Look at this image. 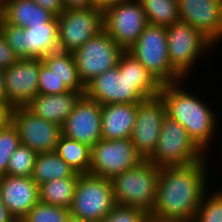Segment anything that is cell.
<instances>
[{"label":"cell","mask_w":222,"mask_h":222,"mask_svg":"<svg viewBox=\"0 0 222 222\" xmlns=\"http://www.w3.org/2000/svg\"><path fill=\"white\" fill-rule=\"evenodd\" d=\"M127 52L139 61L161 85L186 80L170 64L164 26L148 24Z\"/></svg>","instance_id":"obj_4"},{"label":"cell","mask_w":222,"mask_h":222,"mask_svg":"<svg viewBox=\"0 0 222 222\" xmlns=\"http://www.w3.org/2000/svg\"><path fill=\"white\" fill-rule=\"evenodd\" d=\"M14 222H25L23 219H16Z\"/></svg>","instance_id":"obj_43"},{"label":"cell","mask_w":222,"mask_h":222,"mask_svg":"<svg viewBox=\"0 0 222 222\" xmlns=\"http://www.w3.org/2000/svg\"><path fill=\"white\" fill-rule=\"evenodd\" d=\"M165 116L166 107L160 95L137 103L136 121L130 139L143 159L154 153Z\"/></svg>","instance_id":"obj_15"},{"label":"cell","mask_w":222,"mask_h":222,"mask_svg":"<svg viewBox=\"0 0 222 222\" xmlns=\"http://www.w3.org/2000/svg\"><path fill=\"white\" fill-rule=\"evenodd\" d=\"M70 91L62 81L43 63L38 78V94H62Z\"/></svg>","instance_id":"obj_33"},{"label":"cell","mask_w":222,"mask_h":222,"mask_svg":"<svg viewBox=\"0 0 222 222\" xmlns=\"http://www.w3.org/2000/svg\"><path fill=\"white\" fill-rule=\"evenodd\" d=\"M160 169L148 159L111 179L115 202L149 215L157 198Z\"/></svg>","instance_id":"obj_3"},{"label":"cell","mask_w":222,"mask_h":222,"mask_svg":"<svg viewBox=\"0 0 222 222\" xmlns=\"http://www.w3.org/2000/svg\"><path fill=\"white\" fill-rule=\"evenodd\" d=\"M184 81L162 85L159 95L164 101L166 115L180 123L205 153L210 142L216 138L214 134H217L218 114H214V110H211L210 105L201 100L202 98L185 90L187 88H182Z\"/></svg>","instance_id":"obj_2"},{"label":"cell","mask_w":222,"mask_h":222,"mask_svg":"<svg viewBox=\"0 0 222 222\" xmlns=\"http://www.w3.org/2000/svg\"><path fill=\"white\" fill-rule=\"evenodd\" d=\"M147 17L148 24L170 26L178 21L177 0H139Z\"/></svg>","instance_id":"obj_27"},{"label":"cell","mask_w":222,"mask_h":222,"mask_svg":"<svg viewBox=\"0 0 222 222\" xmlns=\"http://www.w3.org/2000/svg\"><path fill=\"white\" fill-rule=\"evenodd\" d=\"M208 160L160 169L157 198L150 222H193L203 195L210 189Z\"/></svg>","instance_id":"obj_1"},{"label":"cell","mask_w":222,"mask_h":222,"mask_svg":"<svg viewBox=\"0 0 222 222\" xmlns=\"http://www.w3.org/2000/svg\"><path fill=\"white\" fill-rule=\"evenodd\" d=\"M55 151L38 153L32 179L41 185L53 179L79 177Z\"/></svg>","instance_id":"obj_24"},{"label":"cell","mask_w":222,"mask_h":222,"mask_svg":"<svg viewBox=\"0 0 222 222\" xmlns=\"http://www.w3.org/2000/svg\"><path fill=\"white\" fill-rule=\"evenodd\" d=\"M101 222H150L149 215L142 210L123 205H116Z\"/></svg>","instance_id":"obj_34"},{"label":"cell","mask_w":222,"mask_h":222,"mask_svg":"<svg viewBox=\"0 0 222 222\" xmlns=\"http://www.w3.org/2000/svg\"><path fill=\"white\" fill-rule=\"evenodd\" d=\"M55 152L78 174L90 171L91 147L87 144L61 136Z\"/></svg>","instance_id":"obj_26"},{"label":"cell","mask_w":222,"mask_h":222,"mask_svg":"<svg viewBox=\"0 0 222 222\" xmlns=\"http://www.w3.org/2000/svg\"><path fill=\"white\" fill-rule=\"evenodd\" d=\"M57 21L59 50L65 52L73 53L104 29L103 12L94 7L65 9Z\"/></svg>","instance_id":"obj_11"},{"label":"cell","mask_w":222,"mask_h":222,"mask_svg":"<svg viewBox=\"0 0 222 222\" xmlns=\"http://www.w3.org/2000/svg\"><path fill=\"white\" fill-rule=\"evenodd\" d=\"M62 135L93 147L101 136V104L83 95L62 126Z\"/></svg>","instance_id":"obj_18"},{"label":"cell","mask_w":222,"mask_h":222,"mask_svg":"<svg viewBox=\"0 0 222 222\" xmlns=\"http://www.w3.org/2000/svg\"><path fill=\"white\" fill-rule=\"evenodd\" d=\"M16 218L9 212L0 195V222H14Z\"/></svg>","instance_id":"obj_39"},{"label":"cell","mask_w":222,"mask_h":222,"mask_svg":"<svg viewBox=\"0 0 222 222\" xmlns=\"http://www.w3.org/2000/svg\"><path fill=\"white\" fill-rule=\"evenodd\" d=\"M66 222H90V221L83 220V219H81V218L72 216V215L70 214V215L68 216V218L66 219Z\"/></svg>","instance_id":"obj_42"},{"label":"cell","mask_w":222,"mask_h":222,"mask_svg":"<svg viewBox=\"0 0 222 222\" xmlns=\"http://www.w3.org/2000/svg\"><path fill=\"white\" fill-rule=\"evenodd\" d=\"M44 9L49 10L55 16H59L65 9L62 0H31Z\"/></svg>","instance_id":"obj_36"},{"label":"cell","mask_w":222,"mask_h":222,"mask_svg":"<svg viewBox=\"0 0 222 222\" xmlns=\"http://www.w3.org/2000/svg\"><path fill=\"white\" fill-rule=\"evenodd\" d=\"M0 195L3 203L16 219H23L40 201L39 185L32 177L1 176Z\"/></svg>","instance_id":"obj_19"},{"label":"cell","mask_w":222,"mask_h":222,"mask_svg":"<svg viewBox=\"0 0 222 222\" xmlns=\"http://www.w3.org/2000/svg\"><path fill=\"white\" fill-rule=\"evenodd\" d=\"M4 95H5L4 70L0 69V102L4 103Z\"/></svg>","instance_id":"obj_41"},{"label":"cell","mask_w":222,"mask_h":222,"mask_svg":"<svg viewBox=\"0 0 222 222\" xmlns=\"http://www.w3.org/2000/svg\"><path fill=\"white\" fill-rule=\"evenodd\" d=\"M111 179L80 174L69 212L90 222H101L116 206Z\"/></svg>","instance_id":"obj_7"},{"label":"cell","mask_w":222,"mask_h":222,"mask_svg":"<svg viewBox=\"0 0 222 222\" xmlns=\"http://www.w3.org/2000/svg\"><path fill=\"white\" fill-rule=\"evenodd\" d=\"M124 51L103 29L73 52L79 77L84 85L117 66Z\"/></svg>","instance_id":"obj_12"},{"label":"cell","mask_w":222,"mask_h":222,"mask_svg":"<svg viewBox=\"0 0 222 222\" xmlns=\"http://www.w3.org/2000/svg\"><path fill=\"white\" fill-rule=\"evenodd\" d=\"M104 30L123 50L127 51L148 25L139 0H127L103 13Z\"/></svg>","instance_id":"obj_13"},{"label":"cell","mask_w":222,"mask_h":222,"mask_svg":"<svg viewBox=\"0 0 222 222\" xmlns=\"http://www.w3.org/2000/svg\"><path fill=\"white\" fill-rule=\"evenodd\" d=\"M78 177L53 179L39 185V200L49 205L70 208Z\"/></svg>","instance_id":"obj_25"},{"label":"cell","mask_w":222,"mask_h":222,"mask_svg":"<svg viewBox=\"0 0 222 222\" xmlns=\"http://www.w3.org/2000/svg\"><path fill=\"white\" fill-rule=\"evenodd\" d=\"M166 34L170 64L187 79L196 60L198 61L206 51L210 52L214 45L198 30L183 21L167 26Z\"/></svg>","instance_id":"obj_8"},{"label":"cell","mask_w":222,"mask_h":222,"mask_svg":"<svg viewBox=\"0 0 222 222\" xmlns=\"http://www.w3.org/2000/svg\"><path fill=\"white\" fill-rule=\"evenodd\" d=\"M21 144L18 131L11 121L0 129V177L7 173L12 153Z\"/></svg>","instance_id":"obj_30"},{"label":"cell","mask_w":222,"mask_h":222,"mask_svg":"<svg viewBox=\"0 0 222 222\" xmlns=\"http://www.w3.org/2000/svg\"><path fill=\"white\" fill-rule=\"evenodd\" d=\"M37 153L20 144L12 153L6 175L32 177Z\"/></svg>","instance_id":"obj_29"},{"label":"cell","mask_w":222,"mask_h":222,"mask_svg":"<svg viewBox=\"0 0 222 222\" xmlns=\"http://www.w3.org/2000/svg\"><path fill=\"white\" fill-rule=\"evenodd\" d=\"M42 61L70 91H85L73 53L58 50L45 56Z\"/></svg>","instance_id":"obj_23"},{"label":"cell","mask_w":222,"mask_h":222,"mask_svg":"<svg viewBox=\"0 0 222 222\" xmlns=\"http://www.w3.org/2000/svg\"><path fill=\"white\" fill-rule=\"evenodd\" d=\"M193 222H222V194L218 190L203 195Z\"/></svg>","instance_id":"obj_31"},{"label":"cell","mask_w":222,"mask_h":222,"mask_svg":"<svg viewBox=\"0 0 222 222\" xmlns=\"http://www.w3.org/2000/svg\"><path fill=\"white\" fill-rule=\"evenodd\" d=\"M180 21L198 30L215 47L222 40V0H177Z\"/></svg>","instance_id":"obj_17"},{"label":"cell","mask_w":222,"mask_h":222,"mask_svg":"<svg viewBox=\"0 0 222 222\" xmlns=\"http://www.w3.org/2000/svg\"><path fill=\"white\" fill-rule=\"evenodd\" d=\"M69 209L38 202L23 218L25 222H66Z\"/></svg>","instance_id":"obj_32"},{"label":"cell","mask_w":222,"mask_h":222,"mask_svg":"<svg viewBox=\"0 0 222 222\" xmlns=\"http://www.w3.org/2000/svg\"><path fill=\"white\" fill-rule=\"evenodd\" d=\"M18 60L19 58L15 55L14 51L4 38V35L0 31V69H7Z\"/></svg>","instance_id":"obj_35"},{"label":"cell","mask_w":222,"mask_h":222,"mask_svg":"<svg viewBox=\"0 0 222 222\" xmlns=\"http://www.w3.org/2000/svg\"><path fill=\"white\" fill-rule=\"evenodd\" d=\"M10 121L16 127L20 142L34 152L55 151L62 136V127L38 117L26 106L10 109Z\"/></svg>","instance_id":"obj_14"},{"label":"cell","mask_w":222,"mask_h":222,"mask_svg":"<svg viewBox=\"0 0 222 222\" xmlns=\"http://www.w3.org/2000/svg\"><path fill=\"white\" fill-rule=\"evenodd\" d=\"M186 129L176 120L165 116L154 153L148 160L159 168L186 166L207 158Z\"/></svg>","instance_id":"obj_6"},{"label":"cell","mask_w":222,"mask_h":222,"mask_svg":"<svg viewBox=\"0 0 222 222\" xmlns=\"http://www.w3.org/2000/svg\"><path fill=\"white\" fill-rule=\"evenodd\" d=\"M42 59H19L4 70V104L11 108L26 106L38 95V78Z\"/></svg>","instance_id":"obj_16"},{"label":"cell","mask_w":222,"mask_h":222,"mask_svg":"<svg viewBox=\"0 0 222 222\" xmlns=\"http://www.w3.org/2000/svg\"><path fill=\"white\" fill-rule=\"evenodd\" d=\"M127 0H93V7L102 11L103 13L117 4L123 3Z\"/></svg>","instance_id":"obj_38"},{"label":"cell","mask_w":222,"mask_h":222,"mask_svg":"<svg viewBox=\"0 0 222 222\" xmlns=\"http://www.w3.org/2000/svg\"><path fill=\"white\" fill-rule=\"evenodd\" d=\"M10 121V108L0 102V129Z\"/></svg>","instance_id":"obj_40"},{"label":"cell","mask_w":222,"mask_h":222,"mask_svg":"<svg viewBox=\"0 0 222 222\" xmlns=\"http://www.w3.org/2000/svg\"><path fill=\"white\" fill-rule=\"evenodd\" d=\"M0 31L19 59H43L59 50L57 16L28 28L9 24L0 17Z\"/></svg>","instance_id":"obj_5"},{"label":"cell","mask_w":222,"mask_h":222,"mask_svg":"<svg viewBox=\"0 0 222 222\" xmlns=\"http://www.w3.org/2000/svg\"><path fill=\"white\" fill-rule=\"evenodd\" d=\"M117 67L130 81H140L154 96L159 95L162 85L127 51L119 57Z\"/></svg>","instance_id":"obj_28"},{"label":"cell","mask_w":222,"mask_h":222,"mask_svg":"<svg viewBox=\"0 0 222 222\" xmlns=\"http://www.w3.org/2000/svg\"><path fill=\"white\" fill-rule=\"evenodd\" d=\"M84 92L68 91L62 94H38L26 107L38 117L62 127Z\"/></svg>","instance_id":"obj_20"},{"label":"cell","mask_w":222,"mask_h":222,"mask_svg":"<svg viewBox=\"0 0 222 222\" xmlns=\"http://www.w3.org/2000/svg\"><path fill=\"white\" fill-rule=\"evenodd\" d=\"M54 16L31 0H0V17L22 28L48 23Z\"/></svg>","instance_id":"obj_22"},{"label":"cell","mask_w":222,"mask_h":222,"mask_svg":"<svg viewBox=\"0 0 222 222\" xmlns=\"http://www.w3.org/2000/svg\"><path fill=\"white\" fill-rule=\"evenodd\" d=\"M143 160L130 138L101 139L91 147L89 173L112 179Z\"/></svg>","instance_id":"obj_10"},{"label":"cell","mask_w":222,"mask_h":222,"mask_svg":"<svg viewBox=\"0 0 222 222\" xmlns=\"http://www.w3.org/2000/svg\"><path fill=\"white\" fill-rule=\"evenodd\" d=\"M137 103L101 105L102 139L130 138L136 121Z\"/></svg>","instance_id":"obj_21"},{"label":"cell","mask_w":222,"mask_h":222,"mask_svg":"<svg viewBox=\"0 0 222 222\" xmlns=\"http://www.w3.org/2000/svg\"><path fill=\"white\" fill-rule=\"evenodd\" d=\"M84 95L99 104L138 103L154 95L140 82L130 81L118 67L94 77L85 85Z\"/></svg>","instance_id":"obj_9"},{"label":"cell","mask_w":222,"mask_h":222,"mask_svg":"<svg viewBox=\"0 0 222 222\" xmlns=\"http://www.w3.org/2000/svg\"><path fill=\"white\" fill-rule=\"evenodd\" d=\"M64 9H82L93 7V0H62Z\"/></svg>","instance_id":"obj_37"}]
</instances>
